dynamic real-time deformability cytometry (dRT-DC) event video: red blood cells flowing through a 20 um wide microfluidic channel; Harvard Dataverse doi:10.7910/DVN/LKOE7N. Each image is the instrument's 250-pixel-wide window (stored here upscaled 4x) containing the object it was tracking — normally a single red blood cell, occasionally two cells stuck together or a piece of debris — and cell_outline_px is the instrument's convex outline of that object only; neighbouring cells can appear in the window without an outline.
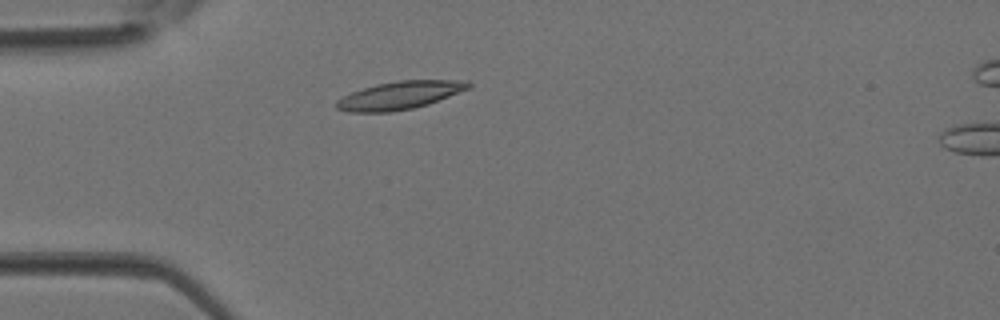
{"species": "Egyptian fruit bat (a non-hibernating species)", "species_latin": "Rousettus aegyptiacus", "temperature_condition": "room temperature", "stored_images_in_passage": 3, "camera_frame_rate_fps": 3000, "um_per_image_px": 0.085, "animal": {"sex": "female"}, "frame": {"image": 1, "passage_image": 2, "time_ms": 0.333, "image_size_px": [1000, 320], "cell_outline_px": [[472, 84], [468, 88], [428, 104], [412, 108], [388, 112], [348, 112], [336, 108], [336, 100], [352, 92], [376, 84], [400, 80], [468, 80]], "centroid_in_image_um": [33.96, 8.1], "position_along_channel_um": 51.0, "area_um2": 21.21}}